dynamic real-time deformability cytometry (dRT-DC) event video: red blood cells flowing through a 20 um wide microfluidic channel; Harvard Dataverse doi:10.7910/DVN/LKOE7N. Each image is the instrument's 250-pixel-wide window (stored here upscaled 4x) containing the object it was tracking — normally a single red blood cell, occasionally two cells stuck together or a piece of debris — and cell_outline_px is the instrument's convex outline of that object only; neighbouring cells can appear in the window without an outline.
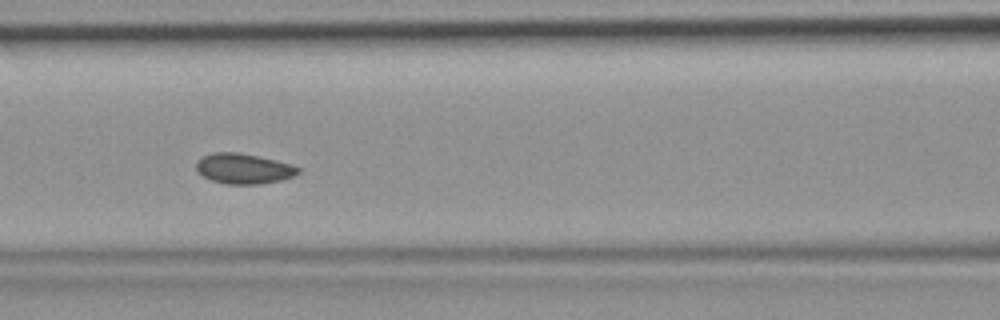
{"species": "common noctule bat (a hibernating species)", "species_latin": "Nyctalus noctula", "temperature_condition": "room temperature", "stored_images_in_passage": 46, "camera_frame_rate_fps": 3000, "um_per_image_px": 0.085, "animal": {"sex": "female", "body_mass_g": 19.9}, "frame": {"image": 1, "passage_image": 20, "time_ms": 6.333, "image_size_px": [1000, 320], "cell_outline_px": [[300, 172], [292, 176], [280, 180], [260, 184], [228, 184], [212, 180], [196, 172], [196, 160], [200, 156], [212, 152], [240, 152], [292, 164], [300, 168]], "centroid_in_image_um": [20.66, 14.32], "position_along_channel_um": 145.9, "area_um2": 18.09}}